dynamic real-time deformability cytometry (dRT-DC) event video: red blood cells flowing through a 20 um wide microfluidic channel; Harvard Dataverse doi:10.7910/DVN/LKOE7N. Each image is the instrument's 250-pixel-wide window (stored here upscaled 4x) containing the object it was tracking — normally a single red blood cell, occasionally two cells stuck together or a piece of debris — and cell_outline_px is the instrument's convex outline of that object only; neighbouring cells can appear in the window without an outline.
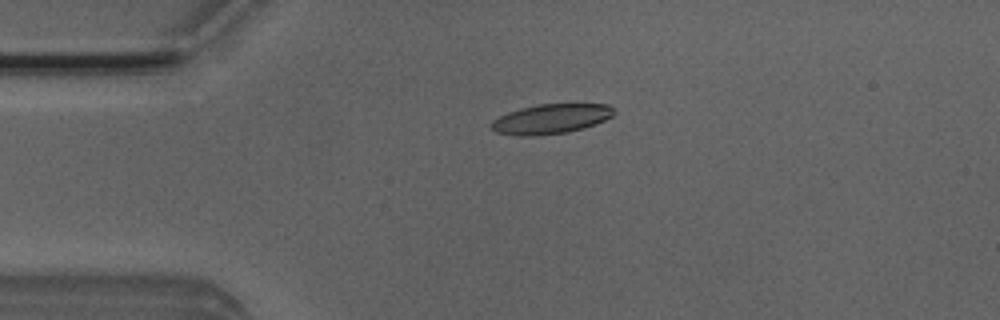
{"species": "Egyptian fruit bat (a non-hibernating species)", "species_latin": "Rousettus aegyptiacus", "temperature_condition": "room temperature", "stored_images_in_passage": 41, "camera_frame_rate_fps": 3000, "um_per_image_px": 0.085, "animal": {"sex": "male"}, "frame": {"image": 1, "passage_image": 2, "time_ms": 0.333, "image_size_px": [1000, 320], "cell_outline_px": [[616, 112], [612, 116], [604, 120], [584, 128], [568, 132], [532, 136], [520, 136], [496, 132], [488, 128], [488, 124], [492, 120], [508, 112], [520, 108], [536, 104], [608, 104]], "centroid_in_image_um": [46.77, 10.11], "position_along_channel_um": 38.2, "area_um2": 21.39}}
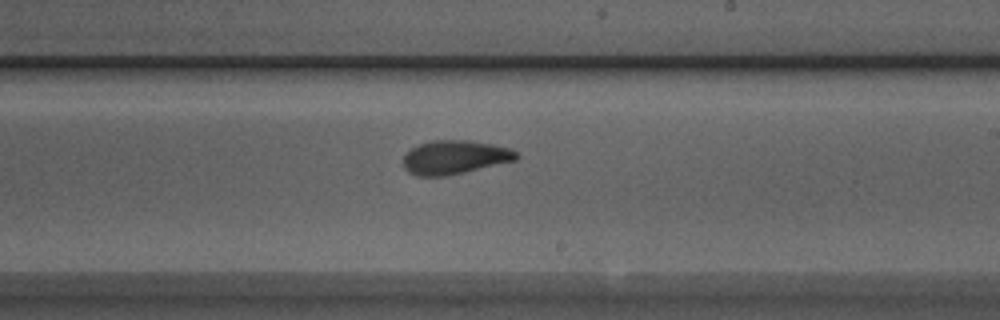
{"frame": {"image": 2, "passage_image": 20, "time_ms": 6.333, "image_size_px": [1000, 320], "cell_outline_px": [[520, 156], [516, 160], [464, 172], [444, 176], [416, 176], [408, 172], [404, 168], [404, 156], [412, 148], [420, 144], [432, 140], [468, 140], [492, 144], [512, 148]], "centroid_in_image_um": [38.67, 13.36], "position_along_channel_um": 250.3, "area_um2": 22.2}}
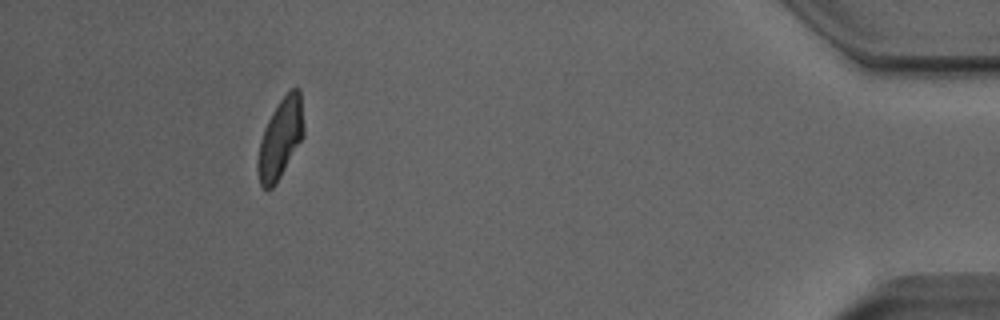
{"frame": {"image": 3, "passage_image": 37, "time_ms": 12.0, "image_size_px": [1000, 320], "cell_outline_px": [[304, 136], [276, 184], [272, 188], [264, 188], [260, 184], [256, 168], [256, 164], [260, 140], [264, 128], [272, 112], [280, 100], [292, 88], [300, 88], [304, 128]], "centroid_in_image_um": [23.83, 11.78], "position_along_channel_um": 411.4, "area_um2": 21.39}, "authors_computed_cell_mechanics": {"area_um2": 21.964, "velocity_mm_per_s": 4.0255, "shape_relaxation_time_tau1_ms": 5.4628, "shape_relaxation_time_tau2_ms": 2.4291, "deformation_change_tau1": 0.1901, "deformation_change_tau2": 0.1005}}